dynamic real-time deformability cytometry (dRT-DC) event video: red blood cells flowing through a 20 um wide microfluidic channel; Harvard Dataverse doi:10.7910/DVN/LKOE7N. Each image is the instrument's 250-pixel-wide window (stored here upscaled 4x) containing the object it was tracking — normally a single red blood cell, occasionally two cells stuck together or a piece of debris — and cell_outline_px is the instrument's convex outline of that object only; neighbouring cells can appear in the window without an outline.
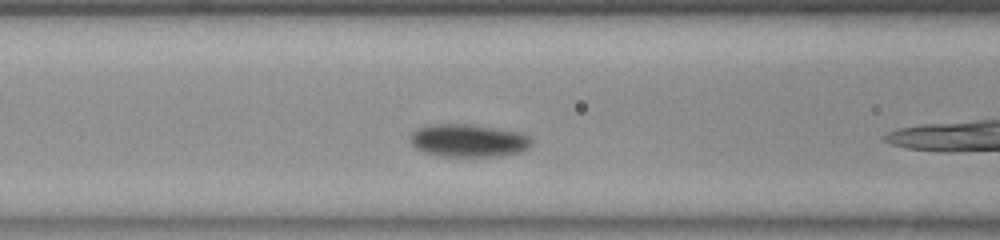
{"species": "common noctule bat (a hibernating species)", "species_latin": "Nyctalus noctula", "temperature_condition": "room temperature", "stored_images_in_passage": 23, "camera_frame_rate_fps": 3000, "um_per_image_px": 0.085, "animal": {"sex": "female", "body_mass_g": 23.0, "forearm_length_mm": 53.4}, "frame": {"image": 1, "passage_image": 5, "time_ms": 1.333, "image_size_px": [1000, 240], "cell_outline_px": [[532, 144], [528, 148], [520, 152], [500, 156], [440, 156], [424, 152], [416, 148], [412, 144], [412, 132], [416, 128], [436, 124], [468, 124], [520, 132], [528, 136], [532, 140]], "centroid_in_image_um": [39.83, 11.95], "position_along_channel_um": 126.8, "area_um2": 23.0}}
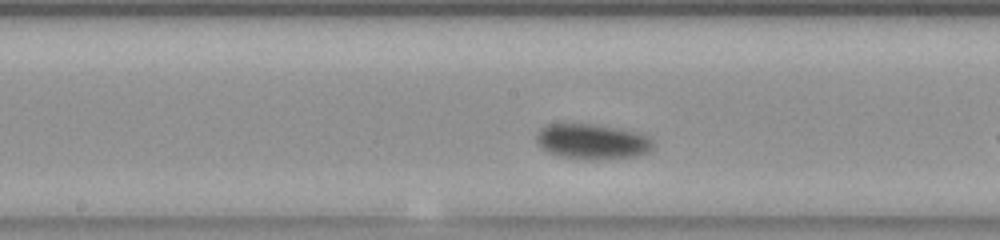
{"frame": {"image": 2, "passage_image": 11, "time_ms": 3.333, "image_size_px": [1000, 240], "cell_outline_px": [[652, 148], [648, 152], [636, 156], [560, 156], [548, 152], [536, 140], [536, 132], [540, 128], [548, 124], [592, 124], [632, 132], [648, 136], [652, 140]], "centroid_in_image_um": [50.28, 11.97], "position_along_channel_um": 197.9, "area_um2": 22.43}}
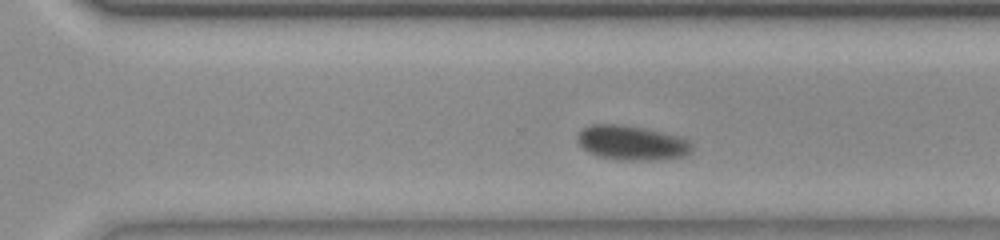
{"frame": {"image": 3, "passage_image": 21, "time_ms": 6.667, "image_size_px": [1000, 240], "cell_outline_px": [[692, 152], [684, 156], [648, 160], [628, 160], [596, 156], [588, 152], [576, 140], [580, 132], [584, 128], [592, 124], [616, 124], [644, 128], [676, 136], [688, 140], [692, 144]], "centroid_in_image_um": [53.69, 12.14], "position_along_channel_um": 316.9, "area_um2": 22.66}}